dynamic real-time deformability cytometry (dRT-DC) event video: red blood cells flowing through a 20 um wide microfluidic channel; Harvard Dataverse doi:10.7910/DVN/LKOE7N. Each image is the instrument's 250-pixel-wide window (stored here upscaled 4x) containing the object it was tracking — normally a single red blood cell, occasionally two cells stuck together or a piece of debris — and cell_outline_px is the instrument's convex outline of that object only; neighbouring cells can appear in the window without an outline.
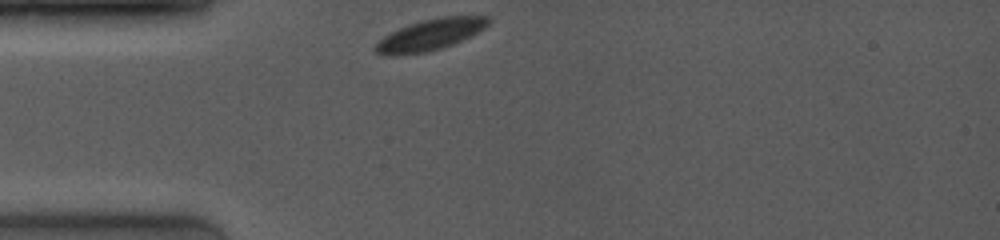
{"species": "common noctule bat (a hibernating species)", "species_latin": "Nyctalus noctula", "temperature_condition": "room temperature", "stored_images_in_passage": 50, "camera_frame_rate_fps": 4000, "um_per_image_px": 0.085, "animal": {"sex": "female", "body_mass_g": 19.0, "forearm_length_mm": 53.3}, "frame": {"image": 1, "passage_image": 1, "time_ms": 0.0, "image_size_px": [1000, 240], "cell_outline_px": [[488, 24], [484, 28], [452, 44], [428, 52], [384, 56], [376, 52], [372, 48], [384, 36], [408, 24], [420, 20], [444, 16], [488, 16]], "centroid_in_image_um": [36.51, 2.95], "position_along_channel_um": 48.5, "area_um2": 20.17}}
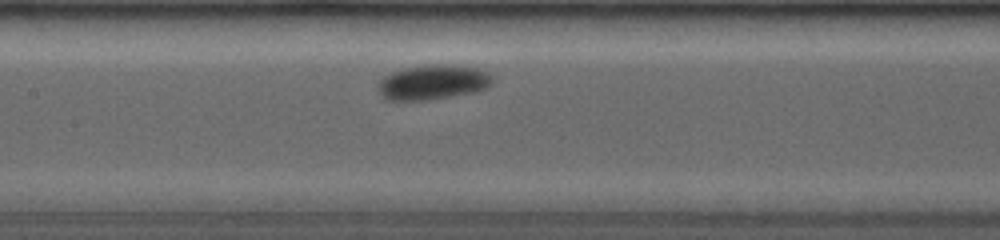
{"frame": {"image": 2, "passage_image": 14, "time_ms": 3.5, "image_size_px": [1000, 240], "cell_outline_px": [[492, 84], [488, 88], [472, 92], [428, 100], [384, 100], [380, 96], [380, 80], [384, 76], [392, 72], [404, 68], [424, 64], [456, 64], [480, 68], [488, 72], [492, 76]], "centroid_in_image_um": [36.82, 6.97], "position_along_channel_um": 170.6, "area_um2": 23.47}}
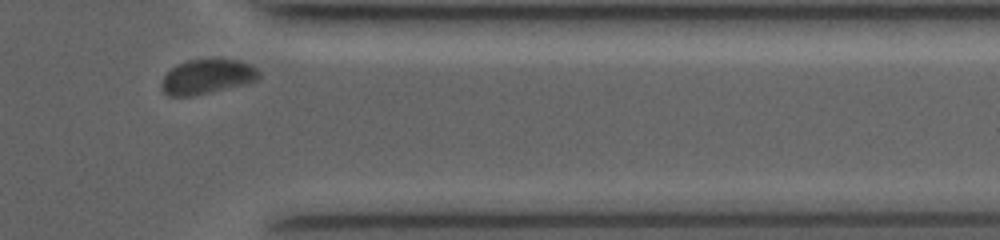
{"frame": {"image": 3, "passage_image": 46, "time_ms": 9.25, "image_size_px": [1000, 240], "cell_outline_px": [[260, 76], [256, 80], [244, 84], [192, 96], [168, 96], [160, 88], [160, 84], [164, 76], [176, 64], [188, 60], [240, 60], [256, 68], [260, 72]], "centroid_in_image_um": [17.57, 6.52], "position_along_channel_um": 393.8, "area_um2": 19.42}, "authors_computed_cell_mechanics": {"area_um2": 21.097, "velocity_mm_per_s": 3.8854, "shape_relaxation_time_tau1_ms": 1.6516, "shape_relaxation_time_tau2_ms": null, "deformation_change_tau1": 0.0716, "deformation_change_tau2": null}}